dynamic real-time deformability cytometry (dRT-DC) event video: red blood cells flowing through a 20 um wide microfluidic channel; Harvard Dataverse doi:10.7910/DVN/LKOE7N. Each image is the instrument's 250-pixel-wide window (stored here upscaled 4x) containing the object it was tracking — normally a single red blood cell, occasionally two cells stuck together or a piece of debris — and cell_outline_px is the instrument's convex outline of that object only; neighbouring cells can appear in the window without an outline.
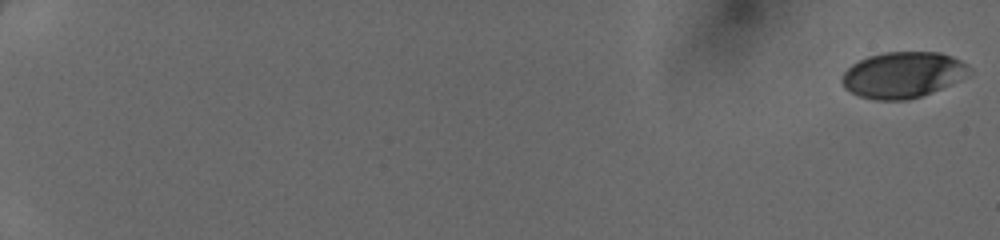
{"species": "human", "species_latin": "Homo sapiens", "temperature_condition": "cold", "stored_images_in_passage": 51, "camera_frame_rate_fps": 3000, "um_per_image_px": 0.085, "donor": {"sex": "female"}, "frame": {"image": 1, "passage_image": 1, "time_ms": 0.0, "image_size_px": [1000, 240], "cell_outline_px": [[972, 72], [968, 76], [940, 88], [920, 96], [908, 100], [876, 100], [860, 96], [844, 88], [840, 80], [844, 72], [852, 64], [868, 56], [884, 52], [940, 52], [952, 56], [968, 64], [972, 68]], "centroid_in_image_um": [76.75, 6.35], "position_along_channel_um": 8.2, "area_um2": 34.16}}
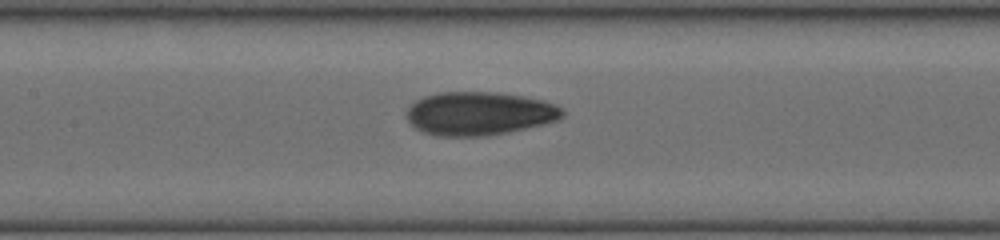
{"frame": {"image": 2, "passage_image": 28, "time_ms": 9.0, "image_size_px": [1000, 240], "cell_outline_px": [[564, 116], [560, 120], [544, 124], [508, 132], [484, 136], [440, 136], [424, 132], [416, 128], [408, 120], [408, 104], [424, 96], [436, 92], [496, 92], [524, 96], [544, 100], [556, 104], [564, 112]], "centroid_in_image_um": [40.76, 9.64], "position_along_channel_um": 166.6, "area_um2": 39.59}}
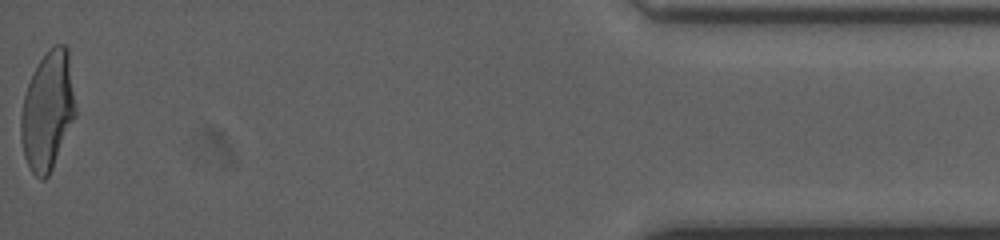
{"frame": {"image": 3, "passage_image": 51, "time_ms": 16.667, "image_size_px": [1000, 240], "cell_outline_px": [[76, 116], [52, 168], [48, 176], [44, 180], [40, 180], [32, 172], [24, 156], [20, 140], [20, 116], [24, 96], [28, 84], [40, 60], [56, 44], [64, 44], [68, 48], [76, 108]], "centroid_in_image_um": [4.05, 9.45], "position_along_channel_um": 431.2, "area_um2": 37.57}}